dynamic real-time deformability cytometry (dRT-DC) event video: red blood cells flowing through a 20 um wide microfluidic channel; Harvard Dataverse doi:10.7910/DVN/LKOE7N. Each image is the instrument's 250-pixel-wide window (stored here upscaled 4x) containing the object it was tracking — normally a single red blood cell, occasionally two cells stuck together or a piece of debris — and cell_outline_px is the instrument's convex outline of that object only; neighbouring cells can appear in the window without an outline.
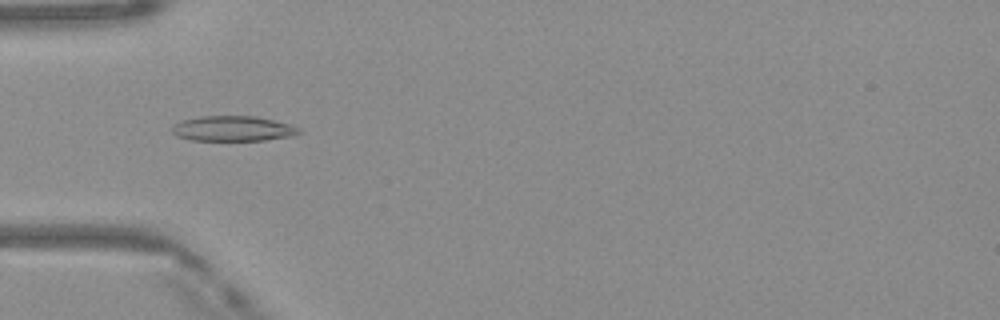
{"species": "Egyptian fruit bat (a non-hibernating species)", "species_latin": "Rousettus aegyptiacus", "temperature_condition": "warm", "stored_images_in_passage": 45, "camera_frame_rate_fps": 3000, "um_per_image_px": 0.085, "frame": {"image": 1, "passage_image": 12, "time_ms": 3.667, "image_size_px": [1000, 320], "cell_outline_px": [[300, 132], [292, 136], [264, 140], [188, 140], [176, 136], [172, 132], [172, 128], [176, 124], [184, 120], [200, 116], [256, 116], [288, 124], [300, 128]], "centroid_in_image_um": [19.78, 10.93], "position_along_channel_um": 65.2, "area_um2": 18.44}}
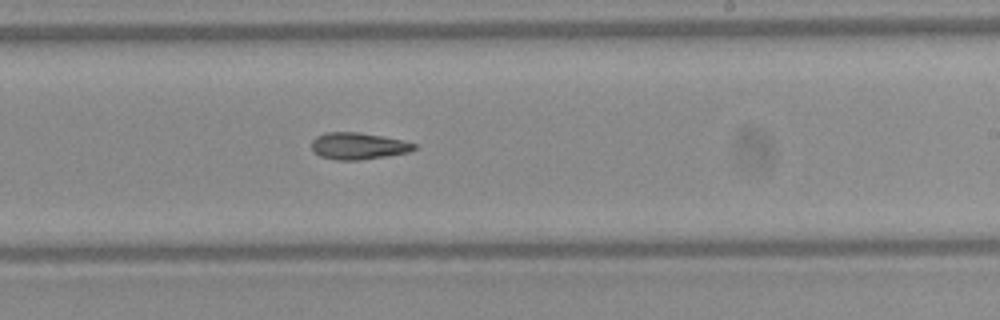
{"frame": {"image": 2, "passage_image": 26, "time_ms": 8.333, "image_size_px": [1000, 320], "cell_outline_px": [[416, 148], [408, 152], [360, 160], [336, 160], [320, 156], [312, 148], [312, 140], [316, 136], [328, 132], [360, 132], [384, 136], [416, 144]], "centroid_in_image_um": [30.43, 12.4], "position_along_channel_um": 258.6, "area_um2": 15.84}}
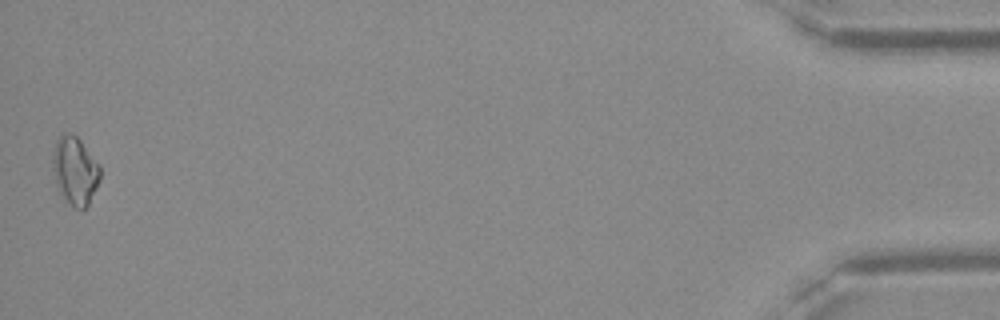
{"frame": {"image": 3, "passage_image": 45, "time_ms": 14.667, "image_size_px": [1000, 320], "cell_outline_px": [[100, 180], [88, 204], [84, 208], [72, 208], [68, 204], [60, 192], [56, 184], [52, 168], [52, 152], [56, 140], [60, 132], [72, 132], [80, 140], [100, 164]], "centroid_in_image_um": [6.35, 14.47], "position_along_channel_um": 428.8, "area_um2": 19.13}}